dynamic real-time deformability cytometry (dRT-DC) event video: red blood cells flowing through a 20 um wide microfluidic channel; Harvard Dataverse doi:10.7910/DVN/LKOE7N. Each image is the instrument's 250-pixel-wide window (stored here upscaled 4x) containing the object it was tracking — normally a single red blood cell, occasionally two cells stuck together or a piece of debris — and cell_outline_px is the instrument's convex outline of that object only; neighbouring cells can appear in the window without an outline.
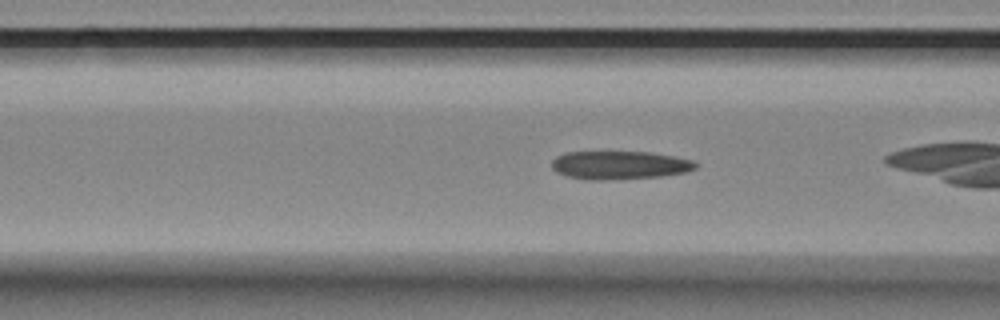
{"species": "Egyptian fruit bat (a non-hibernating species)", "species_latin": "Rousettus aegyptiacus", "temperature_condition": "room temperature", "stored_images_in_passage": 33, "camera_frame_rate_fps": 3000, "um_per_image_px": 0.085, "animal": {"sex": "female"}, "frame": {"image": 1, "passage_image": 9, "time_ms": 2.667, "image_size_px": [1000, 320], "cell_outline_px": [[696, 168], [684, 172], [660, 176], [600, 180], [588, 180], [568, 176], [556, 172], [552, 168], [552, 160], [556, 156], [564, 152], [648, 152], [672, 156], [692, 160], [696, 164]], "centroid_in_image_um": [52.6, 14.03], "position_along_channel_um": 114.0, "area_um2": 23.47}}
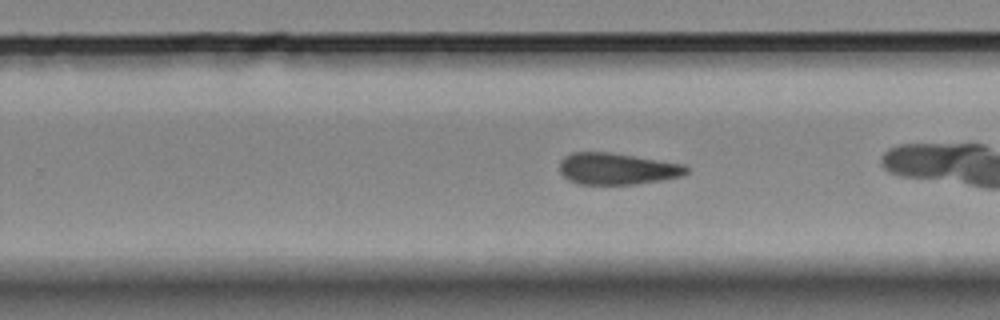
{"frame": {"image": 2, "passage_image": 23, "time_ms": 7.333, "image_size_px": [1000, 320], "cell_outline_px": [[688, 172], [684, 176], [636, 184], [576, 184], [568, 180], [560, 172], [560, 160], [564, 156], [572, 152], [608, 152], [684, 164], [688, 168]], "centroid_in_image_um": [52.43, 14.35], "position_along_channel_um": 277.4, "area_um2": 23.35}}
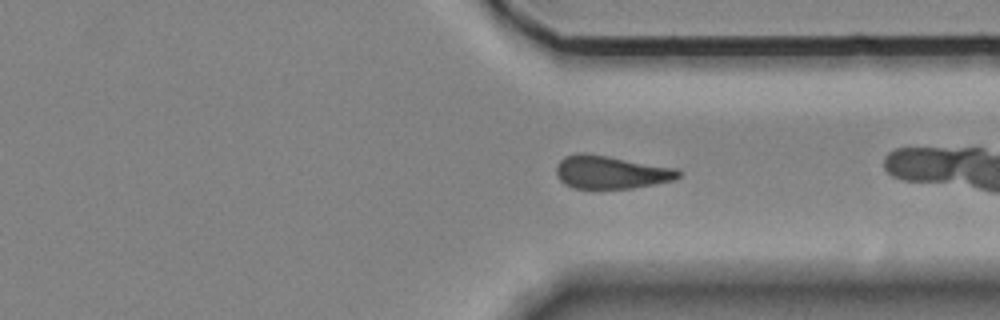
{"frame": {"image": 3, "passage_image": 30, "time_ms": 9.667, "image_size_px": [1000, 320], "cell_outline_px": [[680, 176], [672, 180], [632, 188], [572, 188], [564, 184], [556, 176], [556, 164], [564, 156], [580, 152], [584, 152], [608, 156], [676, 168], [680, 172]], "centroid_in_image_um": [51.86, 14.62], "position_along_channel_um": 359.5, "area_um2": 23.47}}